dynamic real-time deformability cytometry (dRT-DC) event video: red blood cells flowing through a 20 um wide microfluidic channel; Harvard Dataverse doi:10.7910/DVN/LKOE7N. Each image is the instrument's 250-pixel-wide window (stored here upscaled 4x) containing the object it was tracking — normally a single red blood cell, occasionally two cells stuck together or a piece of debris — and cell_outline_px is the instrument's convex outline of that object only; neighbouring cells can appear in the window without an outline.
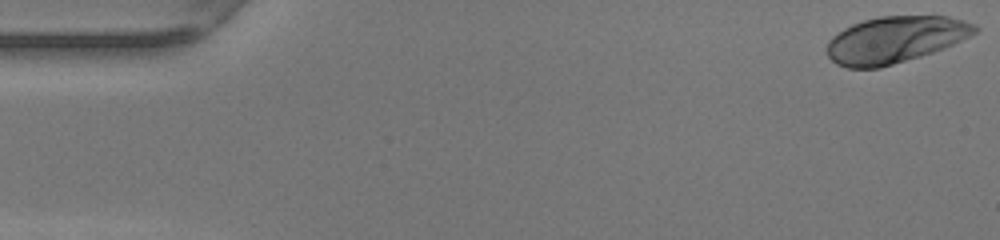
{"species": "human", "species_latin": "Homo sapiens", "temperature_condition": "warm", "stored_images_in_passage": 44, "camera_frame_rate_fps": 3000, "um_per_image_px": 0.085, "donor": {"sex": "female"}, "frame": {"image": 1, "passage_image": 1, "time_ms": 0.0, "image_size_px": [1000, 240], "cell_outline_px": [[980, 28], [976, 32], [952, 44], [932, 52], [920, 56], [880, 68], [848, 68], [836, 64], [828, 56], [828, 40], [832, 36], [844, 28], [852, 24], [864, 20], [880, 16], [948, 16], [964, 20], [976, 24]], "centroid_in_image_um": [76.07, 3.36], "position_along_channel_um": 8.9, "area_um2": 39.94}}
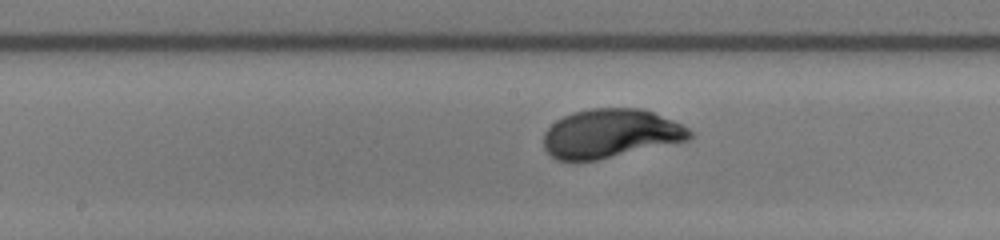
{"frame": {"image": 2, "passage_image": 25, "time_ms": 8.0, "image_size_px": [1000, 240], "cell_outline_px": [[696, 132], [688, 140], [596, 160], [556, 160], [544, 148], [544, 132], [556, 120], [572, 112], [592, 108], [644, 108], [672, 120]], "centroid_in_image_um": [51.9, 11.33], "position_along_channel_um": 196.3, "area_um2": 41.44}}
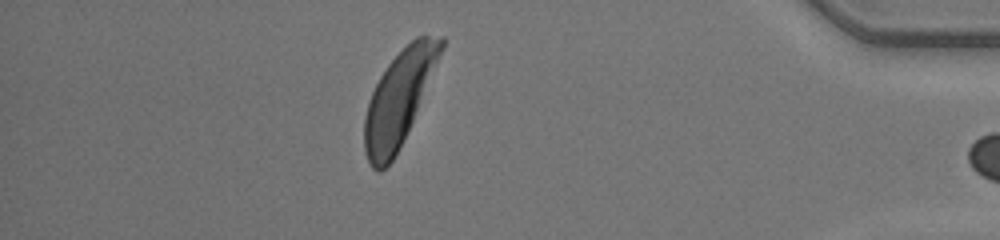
{"frame": {"image": 3, "passage_image": 43, "time_ms": 14.0, "image_size_px": [1000, 240], "cell_outline_px": [[444, 48], [400, 148], [392, 160], [380, 172], [376, 172], [372, 168], [364, 152], [364, 116], [372, 92], [380, 76], [388, 64], [416, 36], [444, 36]], "centroid_in_image_um": [33.89, 8.39], "position_along_channel_um": 401.3, "area_um2": 41.27}, "authors_computed_cell_mechanics": {"area_um2": 41.2114, "velocity_mm_per_s": 4.1699, "shape_relaxation_time_tau1_ms": 2.4179, "shape_relaxation_time_tau2_ms": null, "deformation_change_tau1": 0.1835, "deformation_change_tau2": null}}